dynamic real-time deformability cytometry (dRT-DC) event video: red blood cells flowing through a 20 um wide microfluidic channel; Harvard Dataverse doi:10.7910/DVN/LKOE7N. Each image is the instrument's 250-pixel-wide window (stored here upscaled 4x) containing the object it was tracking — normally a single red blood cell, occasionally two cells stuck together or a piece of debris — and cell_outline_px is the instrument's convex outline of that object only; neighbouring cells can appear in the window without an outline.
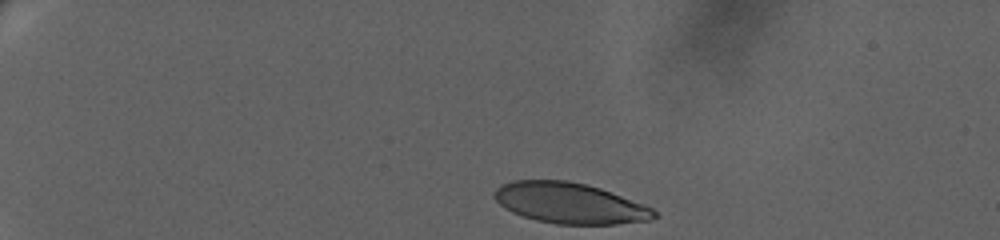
{"species": "human", "species_latin": "Homo sapiens", "temperature_condition": "warm", "stored_images_in_passage": 56, "camera_frame_rate_fps": 3000, "um_per_image_px": 0.085, "donor": {"sex": "female"}, "frame": {"image": 1, "passage_image": 1, "time_ms": 0.0, "image_size_px": [1000, 240], "cell_outline_px": [[660, 216], [652, 220], [616, 224], [556, 224], [536, 220], [512, 212], [504, 208], [492, 196], [492, 192], [500, 184], [512, 180], [568, 180], [588, 184], [600, 188], [644, 204], [652, 208]], "centroid_in_image_um": [48.42, 17.26], "position_along_channel_um": 36.6, "area_um2": 38.26}}
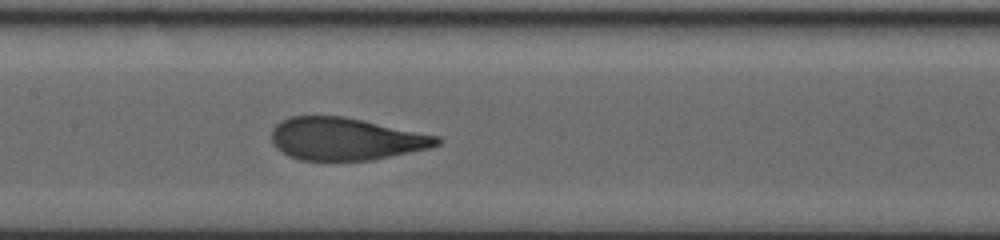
{"frame": {"image": 2, "passage_image": 32, "time_ms": 7.333, "image_size_px": [1000, 240], "cell_outline_px": [[440, 144], [428, 148], [372, 160], [300, 160], [288, 156], [276, 148], [272, 144], [272, 128], [280, 120], [292, 116], [344, 116], [440, 136]], "centroid_in_image_um": [29.35, 11.8], "position_along_channel_um": 178.1, "area_um2": 40.92}}
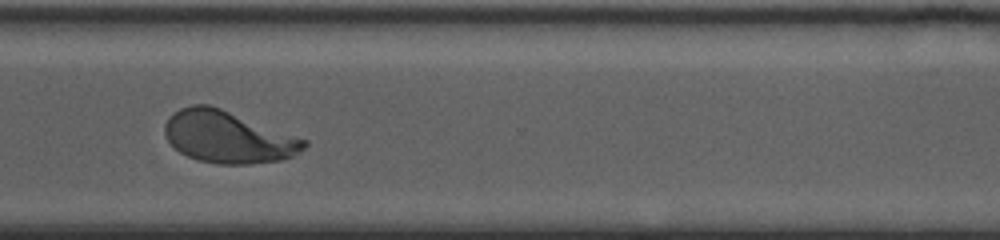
{"frame": {"image": 3, "passage_image": 55, "time_ms": 12.667, "image_size_px": [1000, 240], "cell_outline_px": [[308, 144], [304, 148], [292, 156], [280, 160], [252, 164], [216, 164], [196, 160], [180, 152], [168, 140], [164, 132], [164, 124], [180, 108], [192, 104], [208, 104], [220, 108], [308, 140]], "centroid_in_image_um": [19.38, 11.66], "position_along_channel_um": 351.2, "area_um2": 41.91}}